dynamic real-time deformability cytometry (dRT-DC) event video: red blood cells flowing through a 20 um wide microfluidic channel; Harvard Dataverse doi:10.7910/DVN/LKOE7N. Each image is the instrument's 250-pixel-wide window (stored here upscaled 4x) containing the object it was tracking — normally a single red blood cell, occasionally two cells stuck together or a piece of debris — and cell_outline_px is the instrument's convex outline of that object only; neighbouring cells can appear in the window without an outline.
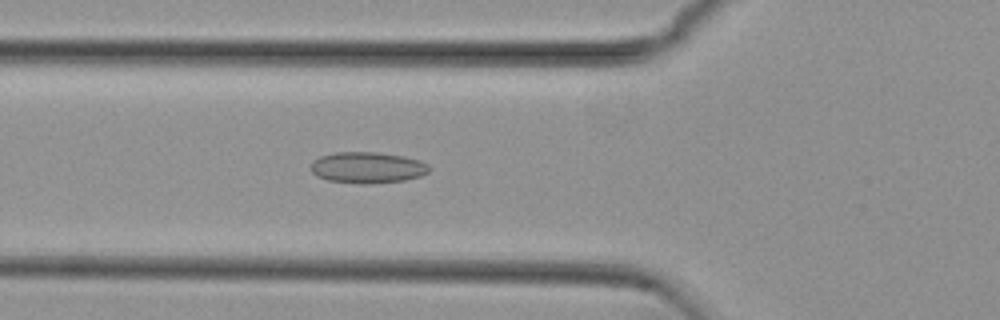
{"species": "common noctule bat (a hibernating species)", "species_latin": "Nyctalus noctula", "temperature_condition": "cold", "stored_images_in_passage": 23, "camera_frame_rate_fps": 3000, "um_per_image_px": 0.085, "animal": {"sex": "female", "body_mass_g": 29.2, "forearm_length_mm": 56.3}, "frame": {"image": 1, "passage_image": 3, "time_ms": 0.667, "image_size_px": [1000, 320], "cell_outline_px": [[432, 168], [428, 172], [420, 176], [404, 180], [364, 184], [360, 184], [328, 180], [316, 176], [312, 172], [312, 160], [320, 156], [336, 152], [376, 152], [404, 156], [420, 160], [428, 164]], "centroid_in_image_um": [31.24, 14.24], "position_along_channel_um": 94.6, "area_um2": 21.56}}
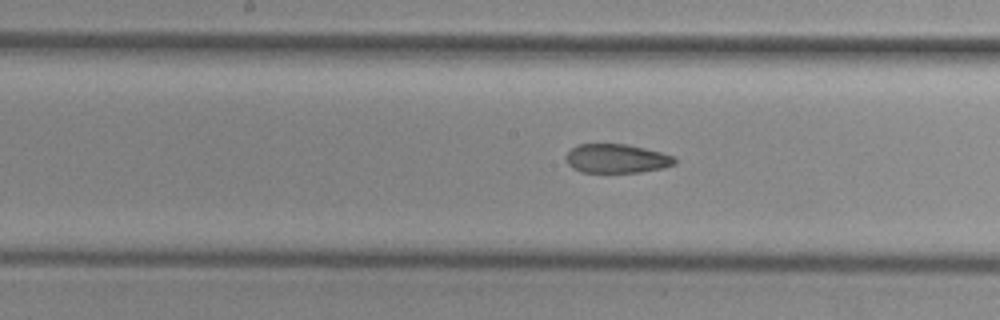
{"frame": {"image": 2, "passage_image": 11, "time_ms": 3.333, "image_size_px": [1000, 320], "cell_outline_px": [[676, 164], [664, 168], [640, 172], [580, 172], [572, 168], [568, 164], [564, 156], [576, 144], [628, 144], [660, 152], [672, 156], [676, 160]], "centroid_in_image_um": [52.39, 13.48], "position_along_channel_um": 195.8, "area_um2": 18.44}}
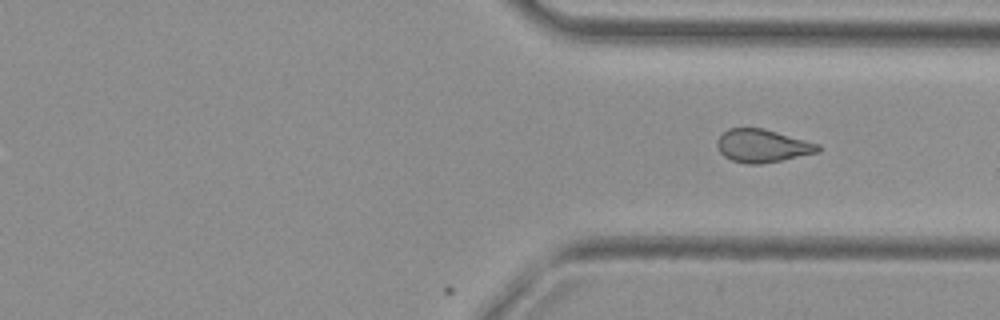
{"frame": {"image": 3, "passage_image": 23, "time_ms": 7.333, "image_size_px": [1000, 320], "cell_outline_px": [[820, 152], [760, 164], [744, 164], [732, 160], [724, 156], [720, 152], [716, 144], [716, 140], [728, 128], [764, 128], [820, 144]], "centroid_in_image_um": [64.8, 12.39], "position_along_channel_um": 346.6, "area_um2": 19.42}}